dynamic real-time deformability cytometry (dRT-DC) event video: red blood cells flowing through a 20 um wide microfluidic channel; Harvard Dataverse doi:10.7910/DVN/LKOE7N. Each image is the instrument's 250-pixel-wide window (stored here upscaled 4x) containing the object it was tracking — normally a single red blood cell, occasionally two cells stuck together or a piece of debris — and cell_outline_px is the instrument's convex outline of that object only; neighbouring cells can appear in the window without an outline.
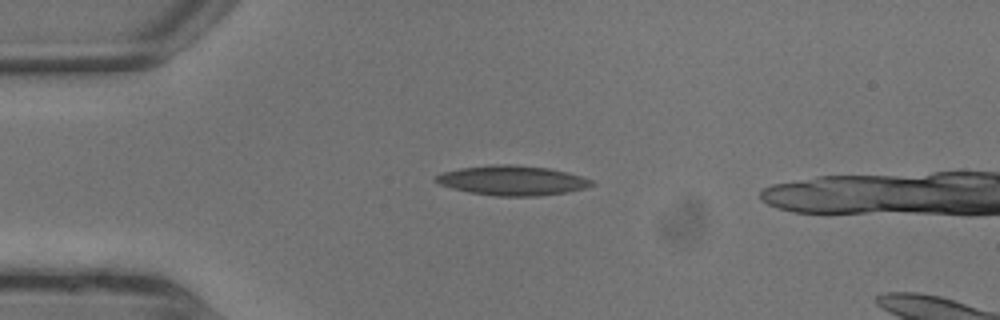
{"species": "common noctule bat (a hibernating species)", "species_latin": "Nyctalus noctula", "temperature_condition": "warm", "stored_images_in_passage": 7, "segment_of_instrument_passage": [1, 2], "camera_frame_rate_fps": 3000, "um_per_image_px": 0.085, "animal": {"sex": "male", "body_mass_g": 13.3}, "frame": {"image": 1, "passage_image": 5, "time_ms": 1.333, "image_size_px": [1000, 320], "cell_outline_px": [[552, 192], [484, 192], [464, 188], [460, 172], [476, 168], [532, 168], [552, 172]], "centroid_in_image_um": [43.15, 15.3], "position_along_channel_um": 41.9, "area_um2": 14.8}}